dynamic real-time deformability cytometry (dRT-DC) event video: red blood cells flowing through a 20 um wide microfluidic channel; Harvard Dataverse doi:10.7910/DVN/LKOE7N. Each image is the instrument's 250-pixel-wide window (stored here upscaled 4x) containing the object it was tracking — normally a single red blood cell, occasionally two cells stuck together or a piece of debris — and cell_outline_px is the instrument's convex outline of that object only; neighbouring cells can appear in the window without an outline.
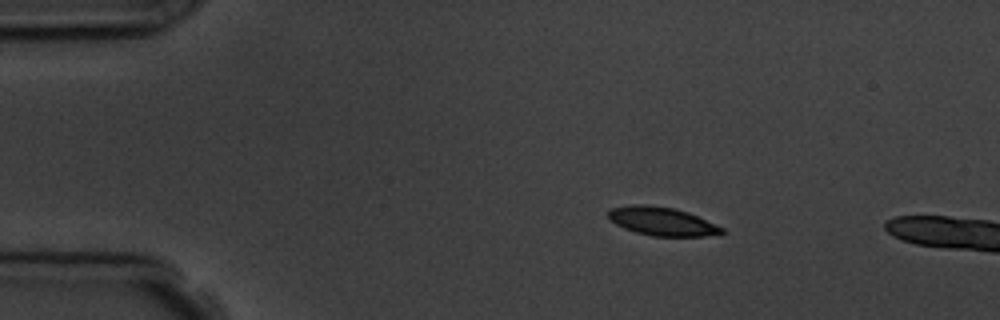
{"species": "common noctule bat (a hibernating species)", "species_latin": "Nyctalus noctula", "temperature_condition": "room temperature", "stored_images_in_passage": 4, "camera_frame_rate_fps": 3000, "um_per_image_px": 0.085, "animal": {"sex": "male", "body_mass_g": 19.5, "forearm_length_mm": 54.6}, "frame": {"image": 1, "passage_image": 3, "time_ms": 2.0, "image_size_px": [1000, 320], "cell_outline_px": [[724, 232], [720, 236], [652, 236], [636, 232], [624, 228], [608, 220], [608, 212], [612, 208], [632, 204], [644, 204], [676, 208], [688, 212], [724, 228]], "centroid_in_image_um": [56.29, 18.82], "position_along_channel_um": 28.7, "area_um2": 19.02}}